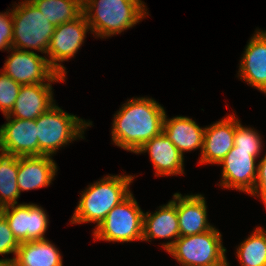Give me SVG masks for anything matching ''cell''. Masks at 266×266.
I'll return each instance as SVG.
<instances>
[{
    "label": "cell",
    "mask_w": 266,
    "mask_h": 266,
    "mask_svg": "<svg viewBox=\"0 0 266 266\" xmlns=\"http://www.w3.org/2000/svg\"><path fill=\"white\" fill-rule=\"evenodd\" d=\"M165 110L153 98L139 97L127 100L114 114L113 143L130 152L137 151L162 132Z\"/></svg>",
    "instance_id": "1"
},
{
    "label": "cell",
    "mask_w": 266,
    "mask_h": 266,
    "mask_svg": "<svg viewBox=\"0 0 266 266\" xmlns=\"http://www.w3.org/2000/svg\"><path fill=\"white\" fill-rule=\"evenodd\" d=\"M135 175H107L88 185L70 220L71 224L94 222L96 227L106 215L130 194V185Z\"/></svg>",
    "instance_id": "2"
},
{
    "label": "cell",
    "mask_w": 266,
    "mask_h": 266,
    "mask_svg": "<svg viewBox=\"0 0 266 266\" xmlns=\"http://www.w3.org/2000/svg\"><path fill=\"white\" fill-rule=\"evenodd\" d=\"M83 14L91 33L102 39L132 28L148 12L141 0H83Z\"/></svg>",
    "instance_id": "3"
},
{
    "label": "cell",
    "mask_w": 266,
    "mask_h": 266,
    "mask_svg": "<svg viewBox=\"0 0 266 266\" xmlns=\"http://www.w3.org/2000/svg\"><path fill=\"white\" fill-rule=\"evenodd\" d=\"M38 155L53 156L59 148L74 140L85 139L83 134L92 121L63 111L54 104L36 119Z\"/></svg>",
    "instance_id": "4"
},
{
    "label": "cell",
    "mask_w": 266,
    "mask_h": 266,
    "mask_svg": "<svg viewBox=\"0 0 266 266\" xmlns=\"http://www.w3.org/2000/svg\"><path fill=\"white\" fill-rule=\"evenodd\" d=\"M12 6V48L46 55L55 27L30 0H22Z\"/></svg>",
    "instance_id": "5"
},
{
    "label": "cell",
    "mask_w": 266,
    "mask_h": 266,
    "mask_svg": "<svg viewBox=\"0 0 266 266\" xmlns=\"http://www.w3.org/2000/svg\"><path fill=\"white\" fill-rule=\"evenodd\" d=\"M181 266H229L222 235L216 227L191 236H180L167 251Z\"/></svg>",
    "instance_id": "6"
},
{
    "label": "cell",
    "mask_w": 266,
    "mask_h": 266,
    "mask_svg": "<svg viewBox=\"0 0 266 266\" xmlns=\"http://www.w3.org/2000/svg\"><path fill=\"white\" fill-rule=\"evenodd\" d=\"M143 217L144 212L131 193L93 230L94 240L120 243L142 241Z\"/></svg>",
    "instance_id": "7"
},
{
    "label": "cell",
    "mask_w": 266,
    "mask_h": 266,
    "mask_svg": "<svg viewBox=\"0 0 266 266\" xmlns=\"http://www.w3.org/2000/svg\"><path fill=\"white\" fill-rule=\"evenodd\" d=\"M9 52L11 54L5 60L1 71L17 83L33 85L65 82L66 78L50 66L47 57L16 48H11Z\"/></svg>",
    "instance_id": "8"
},
{
    "label": "cell",
    "mask_w": 266,
    "mask_h": 266,
    "mask_svg": "<svg viewBox=\"0 0 266 266\" xmlns=\"http://www.w3.org/2000/svg\"><path fill=\"white\" fill-rule=\"evenodd\" d=\"M88 31L91 32V28L84 14L55 27L46 55L50 66L58 74L66 78L67 71L61 62L68 61L77 54Z\"/></svg>",
    "instance_id": "9"
},
{
    "label": "cell",
    "mask_w": 266,
    "mask_h": 266,
    "mask_svg": "<svg viewBox=\"0 0 266 266\" xmlns=\"http://www.w3.org/2000/svg\"><path fill=\"white\" fill-rule=\"evenodd\" d=\"M3 217L19 243L46 239L49 219L41 206L33 203L6 206Z\"/></svg>",
    "instance_id": "10"
},
{
    "label": "cell",
    "mask_w": 266,
    "mask_h": 266,
    "mask_svg": "<svg viewBox=\"0 0 266 266\" xmlns=\"http://www.w3.org/2000/svg\"><path fill=\"white\" fill-rule=\"evenodd\" d=\"M256 159L252 151L235 150L234 145L219 164L222 165V179L219 186L250 194L257 178Z\"/></svg>",
    "instance_id": "11"
},
{
    "label": "cell",
    "mask_w": 266,
    "mask_h": 266,
    "mask_svg": "<svg viewBox=\"0 0 266 266\" xmlns=\"http://www.w3.org/2000/svg\"><path fill=\"white\" fill-rule=\"evenodd\" d=\"M5 119L7 122L0 126V149L17 157L38 156L36 119Z\"/></svg>",
    "instance_id": "12"
},
{
    "label": "cell",
    "mask_w": 266,
    "mask_h": 266,
    "mask_svg": "<svg viewBox=\"0 0 266 266\" xmlns=\"http://www.w3.org/2000/svg\"><path fill=\"white\" fill-rule=\"evenodd\" d=\"M236 114H229L224 119L205 127L203 150L199 164H220L234 147Z\"/></svg>",
    "instance_id": "13"
},
{
    "label": "cell",
    "mask_w": 266,
    "mask_h": 266,
    "mask_svg": "<svg viewBox=\"0 0 266 266\" xmlns=\"http://www.w3.org/2000/svg\"><path fill=\"white\" fill-rule=\"evenodd\" d=\"M238 77L266 95V30H255L245 47Z\"/></svg>",
    "instance_id": "14"
},
{
    "label": "cell",
    "mask_w": 266,
    "mask_h": 266,
    "mask_svg": "<svg viewBox=\"0 0 266 266\" xmlns=\"http://www.w3.org/2000/svg\"><path fill=\"white\" fill-rule=\"evenodd\" d=\"M172 199L166 205L159 206V209L155 210L156 212L154 213L147 211L143 217L142 241L151 242L152 239H171V241L161 244L166 252L180 237L176 212V193L173 194Z\"/></svg>",
    "instance_id": "15"
},
{
    "label": "cell",
    "mask_w": 266,
    "mask_h": 266,
    "mask_svg": "<svg viewBox=\"0 0 266 266\" xmlns=\"http://www.w3.org/2000/svg\"><path fill=\"white\" fill-rule=\"evenodd\" d=\"M52 84L22 85L12 110L5 117L37 119L55 104Z\"/></svg>",
    "instance_id": "16"
},
{
    "label": "cell",
    "mask_w": 266,
    "mask_h": 266,
    "mask_svg": "<svg viewBox=\"0 0 266 266\" xmlns=\"http://www.w3.org/2000/svg\"><path fill=\"white\" fill-rule=\"evenodd\" d=\"M149 153L155 169V176H174L184 174V155L161 132L146 142L136 154Z\"/></svg>",
    "instance_id": "17"
},
{
    "label": "cell",
    "mask_w": 266,
    "mask_h": 266,
    "mask_svg": "<svg viewBox=\"0 0 266 266\" xmlns=\"http://www.w3.org/2000/svg\"><path fill=\"white\" fill-rule=\"evenodd\" d=\"M202 194L182 196L176 193V212L180 236L204 233L214 226L208 222L207 205Z\"/></svg>",
    "instance_id": "18"
},
{
    "label": "cell",
    "mask_w": 266,
    "mask_h": 266,
    "mask_svg": "<svg viewBox=\"0 0 266 266\" xmlns=\"http://www.w3.org/2000/svg\"><path fill=\"white\" fill-rule=\"evenodd\" d=\"M57 164L51 156L19 157L17 185L21 192L50 186L57 173Z\"/></svg>",
    "instance_id": "19"
},
{
    "label": "cell",
    "mask_w": 266,
    "mask_h": 266,
    "mask_svg": "<svg viewBox=\"0 0 266 266\" xmlns=\"http://www.w3.org/2000/svg\"><path fill=\"white\" fill-rule=\"evenodd\" d=\"M165 113L162 132L183 155L184 152L203 150L204 131L205 128L186 116H175L167 118Z\"/></svg>",
    "instance_id": "20"
},
{
    "label": "cell",
    "mask_w": 266,
    "mask_h": 266,
    "mask_svg": "<svg viewBox=\"0 0 266 266\" xmlns=\"http://www.w3.org/2000/svg\"><path fill=\"white\" fill-rule=\"evenodd\" d=\"M62 254L48 239L19 244L13 266H63Z\"/></svg>",
    "instance_id": "21"
},
{
    "label": "cell",
    "mask_w": 266,
    "mask_h": 266,
    "mask_svg": "<svg viewBox=\"0 0 266 266\" xmlns=\"http://www.w3.org/2000/svg\"><path fill=\"white\" fill-rule=\"evenodd\" d=\"M19 157L0 149V205L18 204L20 192L17 185Z\"/></svg>",
    "instance_id": "22"
},
{
    "label": "cell",
    "mask_w": 266,
    "mask_h": 266,
    "mask_svg": "<svg viewBox=\"0 0 266 266\" xmlns=\"http://www.w3.org/2000/svg\"><path fill=\"white\" fill-rule=\"evenodd\" d=\"M54 26L76 20L83 14V0H30Z\"/></svg>",
    "instance_id": "23"
},
{
    "label": "cell",
    "mask_w": 266,
    "mask_h": 266,
    "mask_svg": "<svg viewBox=\"0 0 266 266\" xmlns=\"http://www.w3.org/2000/svg\"><path fill=\"white\" fill-rule=\"evenodd\" d=\"M236 248L241 266H266V231L257 226Z\"/></svg>",
    "instance_id": "24"
},
{
    "label": "cell",
    "mask_w": 266,
    "mask_h": 266,
    "mask_svg": "<svg viewBox=\"0 0 266 266\" xmlns=\"http://www.w3.org/2000/svg\"><path fill=\"white\" fill-rule=\"evenodd\" d=\"M262 140L261 135L254 128L244 127L236 118L235 150L252 151V155L257 158L263 149Z\"/></svg>",
    "instance_id": "25"
},
{
    "label": "cell",
    "mask_w": 266,
    "mask_h": 266,
    "mask_svg": "<svg viewBox=\"0 0 266 266\" xmlns=\"http://www.w3.org/2000/svg\"><path fill=\"white\" fill-rule=\"evenodd\" d=\"M21 86L0 70V111L4 116L12 110Z\"/></svg>",
    "instance_id": "26"
},
{
    "label": "cell",
    "mask_w": 266,
    "mask_h": 266,
    "mask_svg": "<svg viewBox=\"0 0 266 266\" xmlns=\"http://www.w3.org/2000/svg\"><path fill=\"white\" fill-rule=\"evenodd\" d=\"M19 242L14 237L8 222L3 217L0 219V255L15 254L19 247Z\"/></svg>",
    "instance_id": "27"
},
{
    "label": "cell",
    "mask_w": 266,
    "mask_h": 266,
    "mask_svg": "<svg viewBox=\"0 0 266 266\" xmlns=\"http://www.w3.org/2000/svg\"><path fill=\"white\" fill-rule=\"evenodd\" d=\"M13 18L12 10L0 13V51L12 48Z\"/></svg>",
    "instance_id": "28"
},
{
    "label": "cell",
    "mask_w": 266,
    "mask_h": 266,
    "mask_svg": "<svg viewBox=\"0 0 266 266\" xmlns=\"http://www.w3.org/2000/svg\"><path fill=\"white\" fill-rule=\"evenodd\" d=\"M257 178L255 182L254 189L251 191L250 195L257 196L266 204V153L264 157L257 163Z\"/></svg>",
    "instance_id": "29"
},
{
    "label": "cell",
    "mask_w": 266,
    "mask_h": 266,
    "mask_svg": "<svg viewBox=\"0 0 266 266\" xmlns=\"http://www.w3.org/2000/svg\"><path fill=\"white\" fill-rule=\"evenodd\" d=\"M0 266H13V258L0 259Z\"/></svg>",
    "instance_id": "30"
},
{
    "label": "cell",
    "mask_w": 266,
    "mask_h": 266,
    "mask_svg": "<svg viewBox=\"0 0 266 266\" xmlns=\"http://www.w3.org/2000/svg\"><path fill=\"white\" fill-rule=\"evenodd\" d=\"M4 206L0 205V219L3 218Z\"/></svg>",
    "instance_id": "31"
}]
</instances>
